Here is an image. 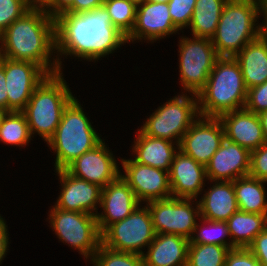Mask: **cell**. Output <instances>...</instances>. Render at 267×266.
I'll use <instances>...</instances> for the list:
<instances>
[{"instance_id":"1","label":"cell","mask_w":267,"mask_h":266,"mask_svg":"<svg viewBox=\"0 0 267 266\" xmlns=\"http://www.w3.org/2000/svg\"><path fill=\"white\" fill-rule=\"evenodd\" d=\"M54 19L55 50L60 72L63 69L62 56L95 63L127 43L126 36L111 24L103 5L81 14L63 12Z\"/></svg>"},{"instance_id":"2","label":"cell","mask_w":267,"mask_h":266,"mask_svg":"<svg viewBox=\"0 0 267 266\" xmlns=\"http://www.w3.org/2000/svg\"><path fill=\"white\" fill-rule=\"evenodd\" d=\"M55 54V19L45 10L30 9L0 34L2 57L37 64L47 75L60 72Z\"/></svg>"},{"instance_id":"3","label":"cell","mask_w":267,"mask_h":266,"mask_svg":"<svg viewBox=\"0 0 267 266\" xmlns=\"http://www.w3.org/2000/svg\"><path fill=\"white\" fill-rule=\"evenodd\" d=\"M247 87L234 57H219L206 86L197 94L199 116L219 117L245 107Z\"/></svg>"},{"instance_id":"4","label":"cell","mask_w":267,"mask_h":266,"mask_svg":"<svg viewBox=\"0 0 267 266\" xmlns=\"http://www.w3.org/2000/svg\"><path fill=\"white\" fill-rule=\"evenodd\" d=\"M63 75V71L47 75L21 111L31 137L36 133L46 143L54 135L65 108L75 98Z\"/></svg>"},{"instance_id":"5","label":"cell","mask_w":267,"mask_h":266,"mask_svg":"<svg viewBox=\"0 0 267 266\" xmlns=\"http://www.w3.org/2000/svg\"><path fill=\"white\" fill-rule=\"evenodd\" d=\"M76 98L67 105L54 135L46 143L56 156L55 171L65 169L83 153L95 148L104 140L93 128Z\"/></svg>"},{"instance_id":"6","label":"cell","mask_w":267,"mask_h":266,"mask_svg":"<svg viewBox=\"0 0 267 266\" xmlns=\"http://www.w3.org/2000/svg\"><path fill=\"white\" fill-rule=\"evenodd\" d=\"M259 0H228L211 38L219 57H234L261 33ZM257 22V23H256Z\"/></svg>"},{"instance_id":"7","label":"cell","mask_w":267,"mask_h":266,"mask_svg":"<svg viewBox=\"0 0 267 266\" xmlns=\"http://www.w3.org/2000/svg\"><path fill=\"white\" fill-rule=\"evenodd\" d=\"M175 95L146 118L140 130L153 138L180 144L183 135L199 117L198 97L193 93Z\"/></svg>"},{"instance_id":"8","label":"cell","mask_w":267,"mask_h":266,"mask_svg":"<svg viewBox=\"0 0 267 266\" xmlns=\"http://www.w3.org/2000/svg\"><path fill=\"white\" fill-rule=\"evenodd\" d=\"M48 213L50 228L52 227L59 241L78 250V253L90 262L101 244L96 216L61 210L54 205Z\"/></svg>"},{"instance_id":"9","label":"cell","mask_w":267,"mask_h":266,"mask_svg":"<svg viewBox=\"0 0 267 266\" xmlns=\"http://www.w3.org/2000/svg\"><path fill=\"white\" fill-rule=\"evenodd\" d=\"M179 39L178 66L182 90L197 95L206 86L219 56L209 38L180 36Z\"/></svg>"},{"instance_id":"10","label":"cell","mask_w":267,"mask_h":266,"mask_svg":"<svg viewBox=\"0 0 267 266\" xmlns=\"http://www.w3.org/2000/svg\"><path fill=\"white\" fill-rule=\"evenodd\" d=\"M155 235L150 211L140 204L129 216L111 224L101 234V244L114 251L143 255Z\"/></svg>"},{"instance_id":"11","label":"cell","mask_w":267,"mask_h":266,"mask_svg":"<svg viewBox=\"0 0 267 266\" xmlns=\"http://www.w3.org/2000/svg\"><path fill=\"white\" fill-rule=\"evenodd\" d=\"M196 200L170 197L146 202L155 233L190 239L200 217V205Z\"/></svg>"},{"instance_id":"12","label":"cell","mask_w":267,"mask_h":266,"mask_svg":"<svg viewBox=\"0 0 267 266\" xmlns=\"http://www.w3.org/2000/svg\"><path fill=\"white\" fill-rule=\"evenodd\" d=\"M0 64L6 77L8 111L21 112L47 74L37 64L27 61L0 56Z\"/></svg>"},{"instance_id":"13","label":"cell","mask_w":267,"mask_h":266,"mask_svg":"<svg viewBox=\"0 0 267 266\" xmlns=\"http://www.w3.org/2000/svg\"><path fill=\"white\" fill-rule=\"evenodd\" d=\"M120 161L123 169L120 175L140 203L172 197L168 171L139 164L131 158Z\"/></svg>"},{"instance_id":"14","label":"cell","mask_w":267,"mask_h":266,"mask_svg":"<svg viewBox=\"0 0 267 266\" xmlns=\"http://www.w3.org/2000/svg\"><path fill=\"white\" fill-rule=\"evenodd\" d=\"M224 139L223 124L218 117L199 116L183 135L179 150L206 166Z\"/></svg>"},{"instance_id":"15","label":"cell","mask_w":267,"mask_h":266,"mask_svg":"<svg viewBox=\"0 0 267 266\" xmlns=\"http://www.w3.org/2000/svg\"><path fill=\"white\" fill-rule=\"evenodd\" d=\"M103 140L70 163L65 170L77 177L104 188L120 176L118 160Z\"/></svg>"},{"instance_id":"16","label":"cell","mask_w":267,"mask_h":266,"mask_svg":"<svg viewBox=\"0 0 267 266\" xmlns=\"http://www.w3.org/2000/svg\"><path fill=\"white\" fill-rule=\"evenodd\" d=\"M178 32L172 22L168 3L146 1L137 6L135 24L126 40L129 44L136 40L153 43Z\"/></svg>"},{"instance_id":"17","label":"cell","mask_w":267,"mask_h":266,"mask_svg":"<svg viewBox=\"0 0 267 266\" xmlns=\"http://www.w3.org/2000/svg\"><path fill=\"white\" fill-rule=\"evenodd\" d=\"M60 179L61 191L54 204L65 211L97 215L102 188L69 174L65 169L55 171ZM99 205V206H98Z\"/></svg>"},{"instance_id":"18","label":"cell","mask_w":267,"mask_h":266,"mask_svg":"<svg viewBox=\"0 0 267 266\" xmlns=\"http://www.w3.org/2000/svg\"><path fill=\"white\" fill-rule=\"evenodd\" d=\"M140 204L129 184L120 175L101 190L100 208L96 220L100 234L111 224L129 216Z\"/></svg>"},{"instance_id":"19","label":"cell","mask_w":267,"mask_h":266,"mask_svg":"<svg viewBox=\"0 0 267 266\" xmlns=\"http://www.w3.org/2000/svg\"><path fill=\"white\" fill-rule=\"evenodd\" d=\"M207 180L206 166L178 150L169 171L172 197L198 199Z\"/></svg>"},{"instance_id":"20","label":"cell","mask_w":267,"mask_h":266,"mask_svg":"<svg viewBox=\"0 0 267 266\" xmlns=\"http://www.w3.org/2000/svg\"><path fill=\"white\" fill-rule=\"evenodd\" d=\"M250 151L226 138L206 165V175L212 181H234L247 176Z\"/></svg>"},{"instance_id":"21","label":"cell","mask_w":267,"mask_h":266,"mask_svg":"<svg viewBox=\"0 0 267 266\" xmlns=\"http://www.w3.org/2000/svg\"><path fill=\"white\" fill-rule=\"evenodd\" d=\"M218 118L223 124L227 140L249 151L258 149L265 142L258 114L242 108L223 113Z\"/></svg>"},{"instance_id":"22","label":"cell","mask_w":267,"mask_h":266,"mask_svg":"<svg viewBox=\"0 0 267 266\" xmlns=\"http://www.w3.org/2000/svg\"><path fill=\"white\" fill-rule=\"evenodd\" d=\"M137 130V136L131 146L132 154L134 153L132 159L139 164L169 172L179 144L167 139L153 138L145 135L140 129Z\"/></svg>"},{"instance_id":"23","label":"cell","mask_w":267,"mask_h":266,"mask_svg":"<svg viewBox=\"0 0 267 266\" xmlns=\"http://www.w3.org/2000/svg\"><path fill=\"white\" fill-rule=\"evenodd\" d=\"M189 239L173 234H156L143 254L144 266H186Z\"/></svg>"},{"instance_id":"24","label":"cell","mask_w":267,"mask_h":266,"mask_svg":"<svg viewBox=\"0 0 267 266\" xmlns=\"http://www.w3.org/2000/svg\"><path fill=\"white\" fill-rule=\"evenodd\" d=\"M208 181L211 182L210 188L206 189L208 191H202L204 194L198 201L200 217L207 220L226 222L231 215L239 210L233 181Z\"/></svg>"},{"instance_id":"25","label":"cell","mask_w":267,"mask_h":266,"mask_svg":"<svg viewBox=\"0 0 267 266\" xmlns=\"http://www.w3.org/2000/svg\"><path fill=\"white\" fill-rule=\"evenodd\" d=\"M247 89L267 81V34L261 33L234 56Z\"/></svg>"},{"instance_id":"26","label":"cell","mask_w":267,"mask_h":266,"mask_svg":"<svg viewBox=\"0 0 267 266\" xmlns=\"http://www.w3.org/2000/svg\"><path fill=\"white\" fill-rule=\"evenodd\" d=\"M266 181L243 176L233 181L238 209L243 212L267 214Z\"/></svg>"},{"instance_id":"27","label":"cell","mask_w":267,"mask_h":266,"mask_svg":"<svg viewBox=\"0 0 267 266\" xmlns=\"http://www.w3.org/2000/svg\"><path fill=\"white\" fill-rule=\"evenodd\" d=\"M226 222L232 243L237 248H247L254 238L267 227V214L238 210Z\"/></svg>"},{"instance_id":"28","label":"cell","mask_w":267,"mask_h":266,"mask_svg":"<svg viewBox=\"0 0 267 266\" xmlns=\"http://www.w3.org/2000/svg\"><path fill=\"white\" fill-rule=\"evenodd\" d=\"M228 0H196L188 26L193 37L211 39L217 30L224 5Z\"/></svg>"},{"instance_id":"29","label":"cell","mask_w":267,"mask_h":266,"mask_svg":"<svg viewBox=\"0 0 267 266\" xmlns=\"http://www.w3.org/2000/svg\"><path fill=\"white\" fill-rule=\"evenodd\" d=\"M199 221L201 223L197 221L189 244H215L228 247L230 250L237 248L230 238L227 222L207 220L202 217H199Z\"/></svg>"},{"instance_id":"30","label":"cell","mask_w":267,"mask_h":266,"mask_svg":"<svg viewBox=\"0 0 267 266\" xmlns=\"http://www.w3.org/2000/svg\"><path fill=\"white\" fill-rule=\"evenodd\" d=\"M31 140L25 115L18 111L8 112L0 126V142L11 146L26 147Z\"/></svg>"},{"instance_id":"31","label":"cell","mask_w":267,"mask_h":266,"mask_svg":"<svg viewBox=\"0 0 267 266\" xmlns=\"http://www.w3.org/2000/svg\"><path fill=\"white\" fill-rule=\"evenodd\" d=\"M229 251L215 244H189L186 266H225Z\"/></svg>"},{"instance_id":"32","label":"cell","mask_w":267,"mask_h":266,"mask_svg":"<svg viewBox=\"0 0 267 266\" xmlns=\"http://www.w3.org/2000/svg\"><path fill=\"white\" fill-rule=\"evenodd\" d=\"M103 6L111 24L127 37L135 24L137 6L129 0H104Z\"/></svg>"},{"instance_id":"33","label":"cell","mask_w":267,"mask_h":266,"mask_svg":"<svg viewBox=\"0 0 267 266\" xmlns=\"http://www.w3.org/2000/svg\"><path fill=\"white\" fill-rule=\"evenodd\" d=\"M90 261L92 266H144L143 255L114 251L102 244Z\"/></svg>"},{"instance_id":"34","label":"cell","mask_w":267,"mask_h":266,"mask_svg":"<svg viewBox=\"0 0 267 266\" xmlns=\"http://www.w3.org/2000/svg\"><path fill=\"white\" fill-rule=\"evenodd\" d=\"M195 4L196 0H170L168 2L172 22L179 30L182 31L189 26Z\"/></svg>"},{"instance_id":"35","label":"cell","mask_w":267,"mask_h":266,"mask_svg":"<svg viewBox=\"0 0 267 266\" xmlns=\"http://www.w3.org/2000/svg\"><path fill=\"white\" fill-rule=\"evenodd\" d=\"M29 10L25 0H0V34Z\"/></svg>"},{"instance_id":"36","label":"cell","mask_w":267,"mask_h":266,"mask_svg":"<svg viewBox=\"0 0 267 266\" xmlns=\"http://www.w3.org/2000/svg\"><path fill=\"white\" fill-rule=\"evenodd\" d=\"M244 108L255 114L267 110V81L248 89Z\"/></svg>"},{"instance_id":"37","label":"cell","mask_w":267,"mask_h":266,"mask_svg":"<svg viewBox=\"0 0 267 266\" xmlns=\"http://www.w3.org/2000/svg\"><path fill=\"white\" fill-rule=\"evenodd\" d=\"M249 176L267 182V142L258 149L250 151Z\"/></svg>"},{"instance_id":"38","label":"cell","mask_w":267,"mask_h":266,"mask_svg":"<svg viewBox=\"0 0 267 266\" xmlns=\"http://www.w3.org/2000/svg\"><path fill=\"white\" fill-rule=\"evenodd\" d=\"M225 266H262L248 248H236L227 253Z\"/></svg>"},{"instance_id":"39","label":"cell","mask_w":267,"mask_h":266,"mask_svg":"<svg viewBox=\"0 0 267 266\" xmlns=\"http://www.w3.org/2000/svg\"><path fill=\"white\" fill-rule=\"evenodd\" d=\"M247 248L262 266H267V227L254 238Z\"/></svg>"},{"instance_id":"40","label":"cell","mask_w":267,"mask_h":266,"mask_svg":"<svg viewBox=\"0 0 267 266\" xmlns=\"http://www.w3.org/2000/svg\"><path fill=\"white\" fill-rule=\"evenodd\" d=\"M103 2L104 0H73L72 5L65 12L75 14L90 12L102 6Z\"/></svg>"},{"instance_id":"41","label":"cell","mask_w":267,"mask_h":266,"mask_svg":"<svg viewBox=\"0 0 267 266\" xmlns=\"http://www.w3.org/2000/svg\"><path fill=\"white\" fill-rule=\"evenodd\" d=\"M7 226L8 225H6L5 218H3L0 214V265L2 264L9 250L10 238Z\"/></svg>"},{"instance_id":"42","label":"cell","mask_w":267,"mask_h":266,"mask_svg":"<svg viewBox=\"0 0 267 266\" xmlns=\"http://www.w3.org/2000/svg\"><path fill=\"white\" fill-rule=\"evenodd\" d=\"M73 3V0H53L52 5L46 10V12L52 17L65 12Z\"/></svg>"},{"instance_id":"43","label":"cell","mask_w":267,"mask_h":266,"mask_svg":"<svg viewBox=\"0 0 267 266\" xmlns=\"http://www.w3.org/2000/svg\"><path fill=\"white\" fill-rule=\"evenodd\" d=\"M0 107L8 110V96L4 67L0 64Z\"/></svg>"},{"instance_id":"44","label":"cell","mask_w":267,"mask_h":266,"mask_svg":"<svg viewBox=\"0 0 267 266\" xmlns=\"http://www.w3.org/2000/svg\"><path fill=\"white\" fill-rule=\"evenodd\" d=\"M26 4L30 9H42L47 10L51 5L53 0H25Z\"/></svg>"},{"instance_id":"45","label":"cell","mask_w":267,"mask_h":266,"mask_svg":"<svg viewBox=\"0 0 267 266\" xmlns=\"http://www.w3.org/2000/svg\"><path fill=\"white\" fill-rule=\"evenodd\" d=\"M260 2V15H262L263 20L261 25L262 33L267 34V0H259Z\"/></svg>"},{"instance_id":"46","label":"cell","mask_w":267,"mask_h":266,"mask_svg":"<svg viewBox=\"0 0 267 266\" xmlns=\"http://www.w3.org/2000/svg\"><path fill=\"white\" fill-rule=\"evenodd\" d=\"M258 116L261 121L264 140L267 142V110L259 113Z\"/></svg>"},{"instance_id":"47","label":"cell","mask_w":267,"mask_h":266,"mask_svg":"<svg viewBox=\"0 0 267 266\" xmlns=\"http://www.w3.org/2000/svg\"><path fill=\"white\" fill-rule=\"evenodd\" d=\"M9 111L3 107H0V126L2 124V121L4 119V117L7 115Z\"/></svg>"},{"instance_id":"48","label":"cell","mask_w":267,"mask_h":266,"mask_svg":"<svg viewBox=\"0 0 267 266\" xmlns=\"http://www.w3.org/2000/svg\"><path fill=\"white\" fill-rule=\"evenodd\" d=\"M132 3H134L136 6L141 5L143 3H145L147 0H129Z\"/></svg>"},{"instance_id":"49","label":"cell","mask_w":267,"mask_h":266,"mask_svg":"<svg viewBox=\"0 0 267 266\" xmlns=\"http://www.w3.org/2000/svg\"><path fill=\"white\" fill-rule=\"evenodd\" d=\"M152 3H168L170 0H147Z\"/></svg>"}]
</instances>
